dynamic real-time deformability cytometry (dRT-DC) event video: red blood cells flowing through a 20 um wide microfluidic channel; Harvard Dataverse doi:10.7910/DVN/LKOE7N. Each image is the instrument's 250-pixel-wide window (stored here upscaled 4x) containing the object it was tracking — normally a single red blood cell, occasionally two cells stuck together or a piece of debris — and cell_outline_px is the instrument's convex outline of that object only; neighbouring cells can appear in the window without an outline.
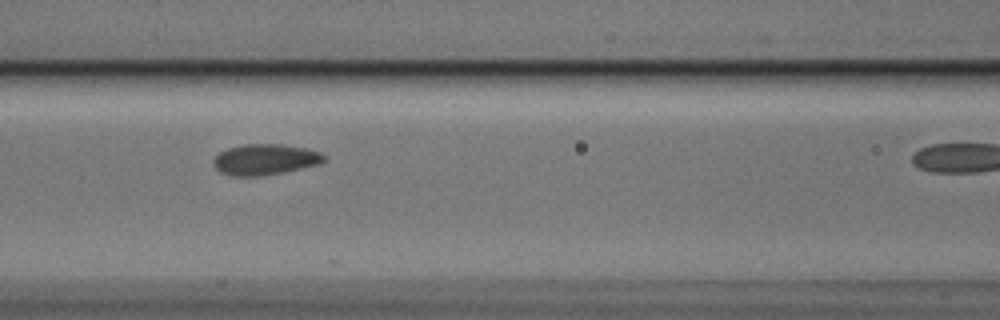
{"species": "Egyptian fruit bat (a non-hibernating species)", "species_latin": "Rousettus aegyptiacus", "temperature_condition": "cold", "stored_images_in_passage": 7, "camera_frame_rate_fps": 3000, "um_per_image_px": 0.085, "animal": {"sex": "male"}, "frame": {"image": 1, "passage_image": 5, "time_ms": 1.333, "image_size_px": [1000, 320], "cell_outline_px": [[324, 160], [316, 164], [284, 172], [260, 176], [232, 176], [220, 172], [212, 164], [212, 160], [220, 152], [228, 148], [244, 144], [280, 144], [304, 148], [320, 152], [324, 156]], "centroid_in_image_um": [22.46, 13.56], "position_along_channel_um": 144.1, "area_um2": 19.65}}